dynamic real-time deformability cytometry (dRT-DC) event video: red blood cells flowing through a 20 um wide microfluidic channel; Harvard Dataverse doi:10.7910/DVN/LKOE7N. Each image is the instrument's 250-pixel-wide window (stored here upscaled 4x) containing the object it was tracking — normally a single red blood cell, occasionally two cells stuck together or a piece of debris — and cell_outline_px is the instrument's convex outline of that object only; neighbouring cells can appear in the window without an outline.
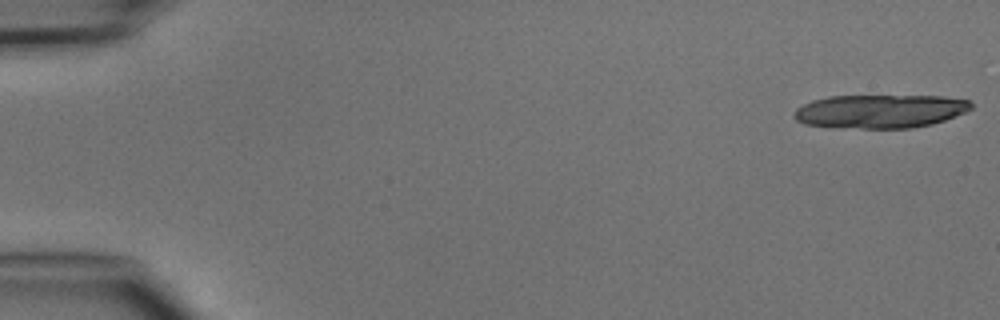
{"species": "common noctule bat (a hibernating species)", "species_latin": "Nyctalus noctula", "temperature_condition": "cold", "stored_images_in_passage": 4, "camera_frame_rate_fps": 3000, "um_per_image_px": 0.085, "animal": {"sex": "male", "body_mass_g": 15.6}, "frame": {"image": 1, "passage_image": 1, "time_ms": 0.0, "image_size_px": [1000, 320], "cell_outline_px": [[972, 108], [964, 112], [944, 120], [932, 124], [912, 128], [864, 128], [804, 124], [796, 120], [792, 116], [792, 112], [796, 108], [812, 100], [828, 96], [944, 96], [968, 100], [972, 104]], "centroid_in_image_um": [74.79, 9.45], "position_along_channel_um": 10.2, "area_um2": 34.45}}